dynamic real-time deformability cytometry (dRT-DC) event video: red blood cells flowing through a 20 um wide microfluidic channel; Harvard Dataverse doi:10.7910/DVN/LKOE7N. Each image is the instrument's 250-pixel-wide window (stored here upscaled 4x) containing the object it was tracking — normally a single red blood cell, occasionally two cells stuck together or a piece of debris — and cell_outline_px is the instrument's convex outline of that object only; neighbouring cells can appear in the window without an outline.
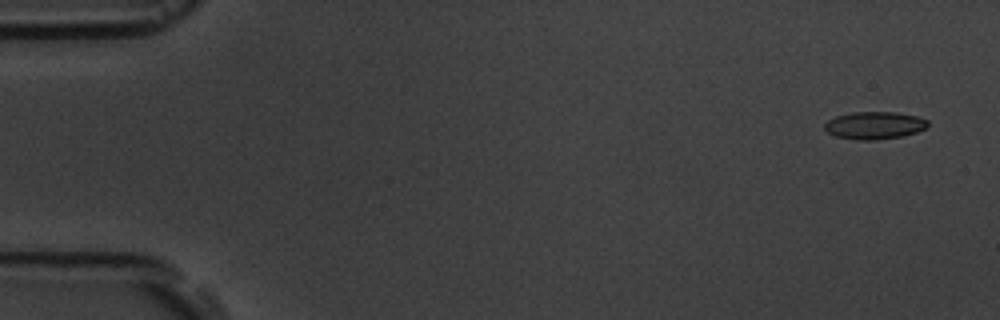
{"species": "common noctule bat (a hibernating species)", "species_latin": "Nyctalus noctula", "temperature_condition": "room temperature", "stored_images_in_passage": 5, "camera_frame_rate_fps": 3000, "um_per_image_px": 0.085, "animal": {"sex": "male", "body_mass_g": 19.5, "forearm_length_mm": 54.6}, "frame": {"image": 1, "passage_image": 1, "time_ms": 0.0, "image_size_px": [1000, 320], "cell_outline_px": [[928, 124], [924, 128], [916, 132], [904, 136], [876, 140], [856, 140], [836, 136], [828, 132], [824, 128], [824, 124], [828, 120], [836, 116], [852, 112], [896, 112], [916, 116], [928, 120]], "centroid_in_image_um": [74.32, 10.66], "position_along_channel_um": 10.7, "area_um2": 16.53}}
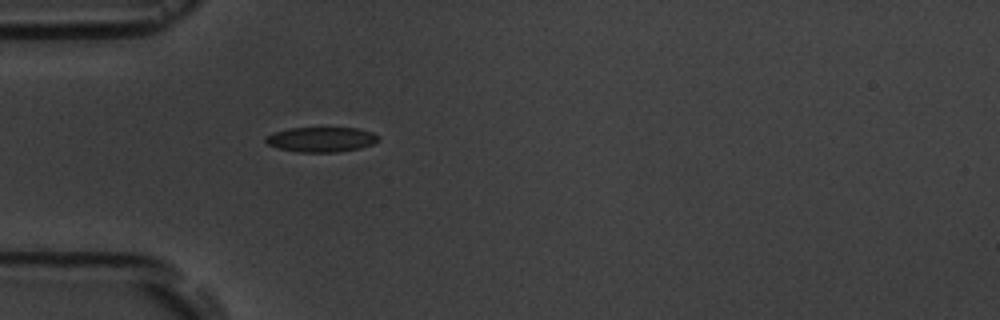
{"frame": {"image": 2, "passage_image": 5, "time_ms": 4.667, "image_size_px": [1000, 320], "cell_outline_px": [[380, 140], [372, 144], [360, 148], [336, 152], [296, 152], [276, 148], [268, 144], [264, 140], [268, 136], [276, 132], [288, 128], [356, 128], [372, 132], [380, 136]], "centroid_in_image_um": [27.33, 11.86], "position_along_channel_um": 57.7, "area_um2": 16.36}}